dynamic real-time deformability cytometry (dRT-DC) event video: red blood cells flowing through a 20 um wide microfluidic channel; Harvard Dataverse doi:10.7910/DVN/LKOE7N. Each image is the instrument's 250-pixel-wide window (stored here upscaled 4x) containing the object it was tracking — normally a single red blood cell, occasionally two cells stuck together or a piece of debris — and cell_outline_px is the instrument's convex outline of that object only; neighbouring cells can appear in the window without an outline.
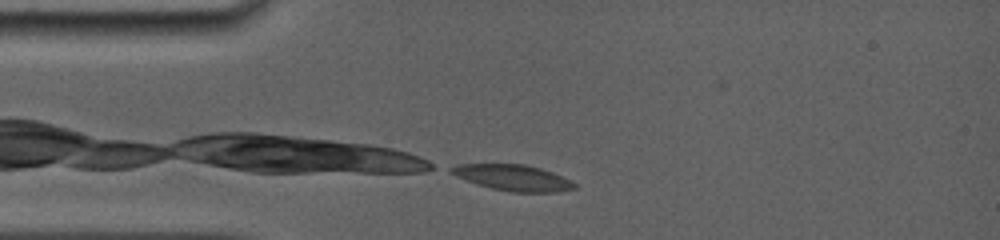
{"species": "common noctule bat (a hibernating species)", "species_latin": "Nyctalus noctula", "temperature_condition": "room temperature", "stored_images_in_passage": 13, "camera_frame_rate_fps": 5000, "um_per_image_px": 0.085, "animal": {"sex": "female", "body_mass_g": 19.0, "forearm_length_mm": 56.7}, "frame": {"image": 1, "passage_image": 3, "time_ms": 0.8, "image_size_px": [1000, 240], "cell_outline_px": [[576, 188], [556, 192], [508, 192], [476, 184], [456, 176], [448, 168], [456, 164], [524, 164], [540, 168], [552, 172], [572, 180], [576, 184]], "centroid_in_image_um": [43.62, 15.1], "position_along_channel_um": 41.4, "area_um2": 18.67}}
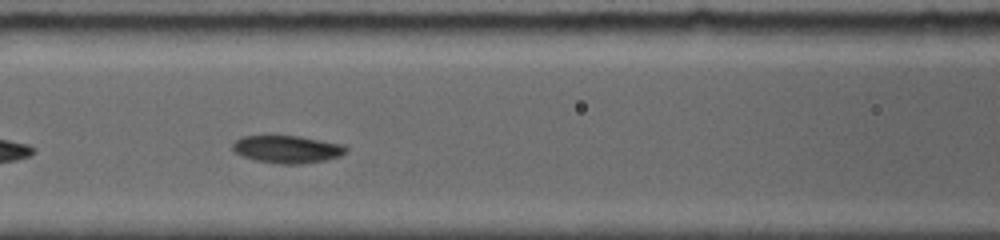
{"frame": {"image": 2, "passage_image": 9, "time_ms": 3.8, "image_size_px": [1000, 240], "cell_outline_px": [[348, 152], [340, 156], [324, 160], [300, 164], [284, 164], [256, 160], [244, 156], [236, 152], [232, 148], [232, 144], [240, 136], [300, 136], [344, 144], [348, 148]], "centroid_in_image_um": [24.46, 12.67], "position_along_channel_um": 142.1, "area_um2": 18.15}}
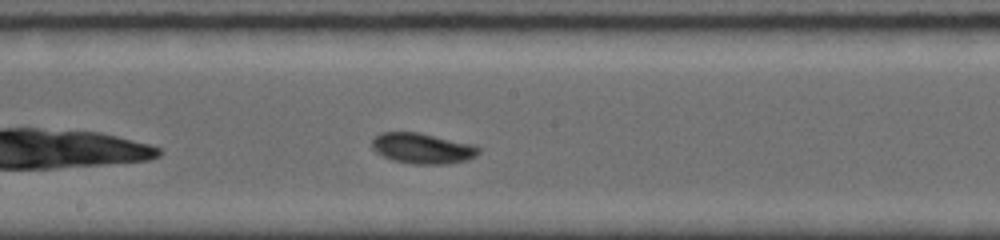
{"frame": {"image": 3, "passage_image": 13, "time_ms": 5.6, "image_size_px": [1000, 240], "cell_outline_px": [[480, 152], [476, 156], [468, 160], [444, 164], [416, 164], [392, 160], [376, 152], [372, 148], [372, 140], [380, 132], [420, 132], [476, 144], [480, 148]], "centroid_in_image_um": [35.95, 12.6], "position_along_channel_um": 212.2, "area_um2": 19.25}}